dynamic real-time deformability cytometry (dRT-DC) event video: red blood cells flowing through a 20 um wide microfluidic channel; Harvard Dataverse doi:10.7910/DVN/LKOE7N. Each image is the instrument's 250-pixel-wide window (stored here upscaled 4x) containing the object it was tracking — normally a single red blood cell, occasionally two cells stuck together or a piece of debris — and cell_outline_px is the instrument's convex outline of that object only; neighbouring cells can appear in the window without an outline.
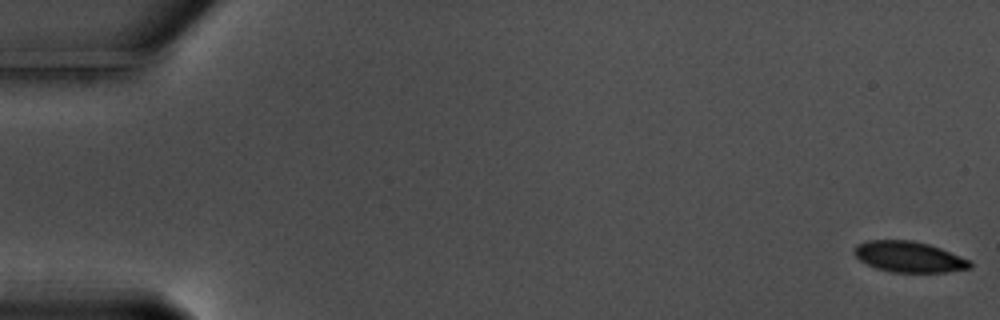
{"species": "common noctule bat (a hibernating species)", "species_latin": "Nyctalus noctula", "temperature_condition": "warm", "stored_images_in_passage": 58, "camera_frame_rate_fps": 3000, "um_per_image_px": 0.085, "animal": {"sex": "male", "body_mass_g": 17.5, "forearm_length_mm": 52.3}, "frame": {"image": 1, "passage_image": 1, "time_ms": 0.0, "image_size_px": [1000, 320], "cell_outline_px": [[972, 268], [944, 272], [892, 272], [876, 268], [860, 260], [852, 252], [856, 244], [868, 240], [912, 240], [928, 244], [940, 248], [960, 256], [968, 260], [972, 264]], "centroid_in_image_um": [77.23, 21.82], "position_along_channel_um": 7.8, "area_um2": 20.69}}
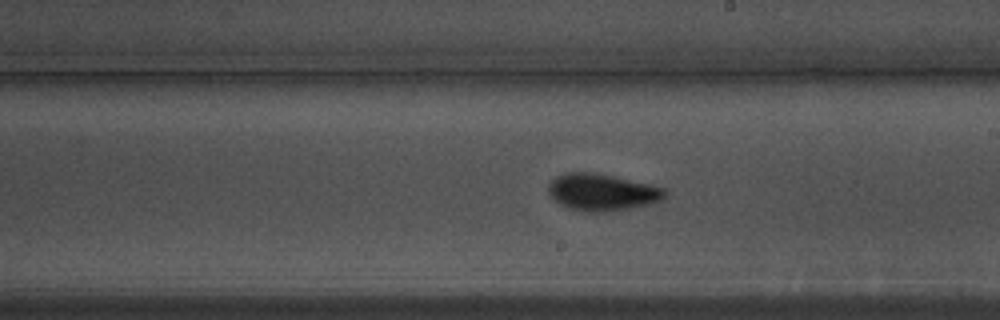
{"frame": {"image": 2, "passage_image": 34, "time_ms": 11.0, "image_size_px": [1000, 320], "cell_outline_px": [[668, 192], [664, 200], [648, 204], [612, 212], [588, 212], [568, 208], [560, 204], [548, 192], [548, 184], [556, 176], [564, 172], [588, 172], [612, 176], [648, 184], [664, 188]], "centroid_in_image_um": [51.18, 16.35], "position_along_channel_um": 237.8, "area_um2": 25.03}}
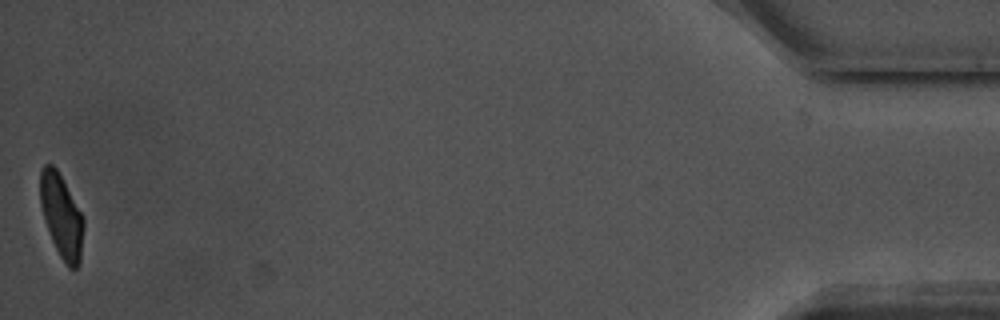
{"frame": {"image": 3, "passage_image": 58, "time_ms": 19.0, "image_size_px": [1000, 320], "cell_outline_px": [[84, 228], [80, 264], [76, 268], [68, 268], [60, 256], [52, 240], [40, 204], [40, 172], [44, 164], [52, 164], [56, 168], [84, 216]], "centroid_in_image_um": [5.25, 18.37], "position_along_channel_um": 429.9, "area_um2": 21.04}, "authors_computed_cell_mechanics": {"area_um2": 22.6576, "velocity_mm_per_s": 3.5612, "shape_relaxation_time_tau1_ms": 2.3278, "shape_relaxation_time_tau2_ms": 1.9337, "deformation_change_tau1": 0.1035, "deformation_change_tau2": 0.0638}}